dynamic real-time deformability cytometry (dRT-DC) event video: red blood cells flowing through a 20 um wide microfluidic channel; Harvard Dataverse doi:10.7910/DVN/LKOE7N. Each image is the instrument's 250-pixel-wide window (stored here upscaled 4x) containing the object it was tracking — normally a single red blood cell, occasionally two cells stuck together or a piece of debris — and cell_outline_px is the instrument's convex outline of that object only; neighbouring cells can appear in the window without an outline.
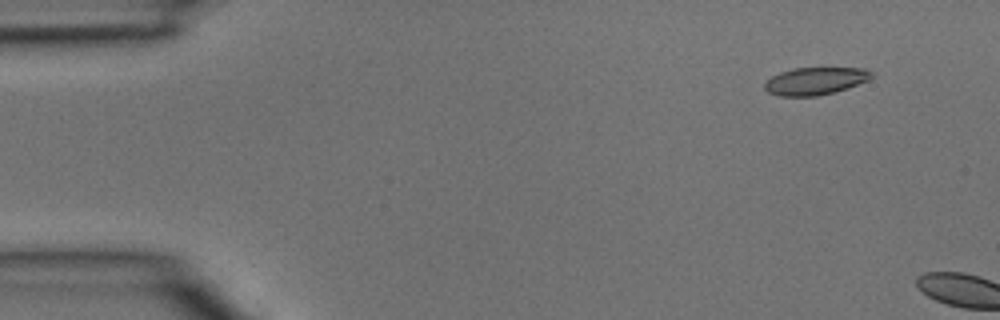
{"species": "common noctule bat (a hibernating species)", "species_latin": "Nyctalus noctula", "temperature_condition": "room temperature", "stored_images_in_passage": 3, "camera_frame_rate_fps": 3000, "um_per_image_px": 0.085, "animal": {"sex": "male", "body_mass_g": 15.6}, "frame": {"image": 1, "passage_image": 2, "time_ms": 0.333, "image_size_px": [1000, 320], "cell_outline_px": [[872, 76], [868, 80], [832, 92], [816, 96], [780, 96], [768, 92], [764, 88], [764, 84], [772, 76], [780, 72], [792, 68], [868, 68], [872, 72]], "centroid_in_image_um": [69.27, 6.87], "position_along_channel_um": 15.7, "area_um2": 16.88}}